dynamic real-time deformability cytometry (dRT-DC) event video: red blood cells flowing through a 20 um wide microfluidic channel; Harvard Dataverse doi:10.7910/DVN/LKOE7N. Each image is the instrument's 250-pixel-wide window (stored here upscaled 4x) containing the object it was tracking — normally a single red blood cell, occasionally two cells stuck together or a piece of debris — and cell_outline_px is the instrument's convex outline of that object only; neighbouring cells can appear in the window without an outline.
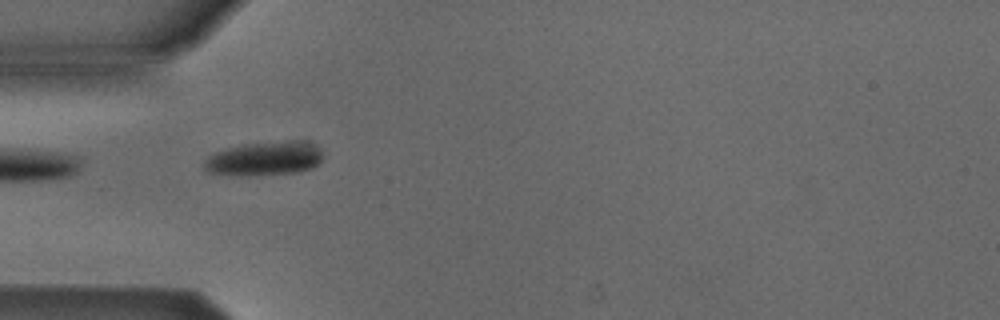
{"species": "Egyptian fruit bat (a non-hibernating species)", "species_latin": "Rousettus aegyptiacus", "temperature_condition": "cold", "stored_images_in_passage": 38, "camera_frame_rate_fps": 3000, "um_per_image_px": 0.085, "animal": {"sex": "male"}, "frame": {"image": 1, "passage_image": 1, "time_ms": 0.0, "image_size_px": [1000, 320], "cell_outline_px": [[324, 156], [312, 168], [296, 172], [208, 172], [204, 168], [204, 160], [208, 156], [216, 152], [228, 148], [244, 144], [288, 140], [304, 140], [320, 148]], "centroid_in_image_um": [22.57, 13.39], "position_along_channel_um": 62.4, "area_um2": 22.25}}
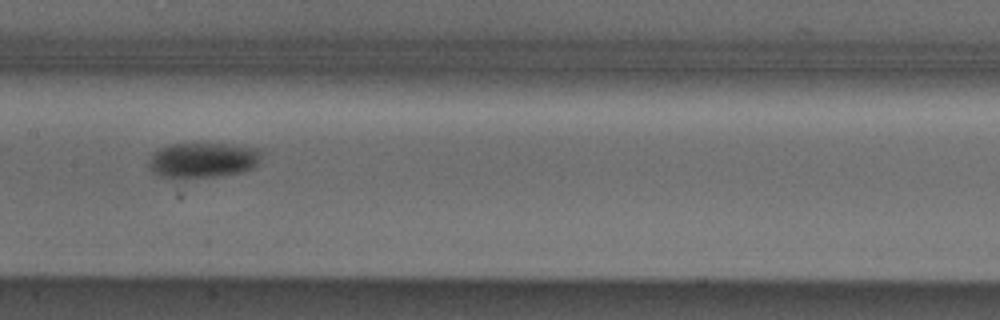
{"frame": {"image": 2, "passage_image": 11, "time_ms": 3.333, "image_size_px": [1000, 320], "cell_outline_px": [[260, 160], [256, 168], [240, 172], [212, 176], [160, 176], [152, 172], [148, 168], [148, 160], [152, 152], [160, 148], [172, 144], [228, 144], [260, 148]], "centroid_in_image_um": [17.25, 13.58], "position_along_channel_um": 190.1, "area_um2": 22.83}}
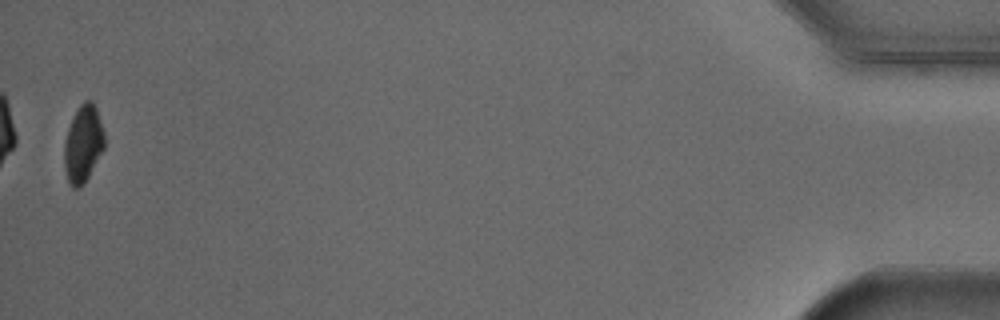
{"frame": {"image": 3, "passage_image": 37, "time_ms": 12.0, "image_size_px": [1000, 320], "cell_outline_px": [[104, 148], [84, 184], [76, 188], [72, 188], [68, 180], [64, 168], [64, 140], [68, 128], [80, 104], [84, 100], [92, 100], [96, 108], [104, 132]], "centroid_in_image_um": [7.06, 12.23], "position_along_channel_um": 428.1, "area_um2": 17.92}, "authors_computed_cell_mechanics": {"area_um2": 21.4149, "velocity_mm_per_s": 3.8804, "shape_relaxation_time_tau1_ms": 1.7948, "shape_relaxation_time_tau2_ms": null, "deformation_change_tau1": 0.0925, "deformation_change_tau2": null}}